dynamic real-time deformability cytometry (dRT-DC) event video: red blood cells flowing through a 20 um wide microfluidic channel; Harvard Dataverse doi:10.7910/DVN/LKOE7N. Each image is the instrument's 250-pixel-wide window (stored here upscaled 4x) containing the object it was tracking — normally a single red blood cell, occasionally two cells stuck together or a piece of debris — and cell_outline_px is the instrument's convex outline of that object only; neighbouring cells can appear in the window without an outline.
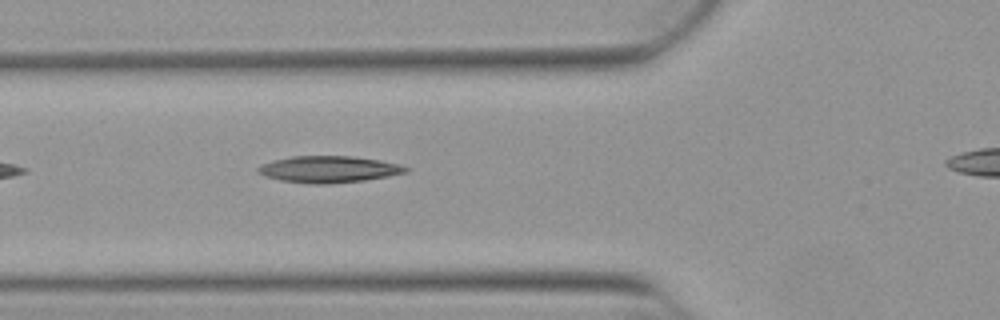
{"species": "Egyptian fruit bat (a non-hibernating species)", "species_latin": "Rousettus aegyptiacus", "temperature_condition": "warm", "stored_images_in_passage": 21, "camera_frame_rate_fps": 3000, "um_per_image_px": 0.085, "animal": {"sex": "female"}, "frame": {"image": 1, "passage_image": 5, "time_ms": 1.333, "image_size_px": [1000, 320], "cell_outline_px": [[412, 168], [408, 172], [388, 176], [364, 180], [328, 184], [308, 184], [280, 180], [264, 176], [256, 172], [256, 168], [272, 160], [292, 156], [352, 156], [380, 160], [400, 164]], "centroid_in_image_um": [27.95, 14.39], "position_along_channel_um": 97.8, "area_um2": 23.12}}
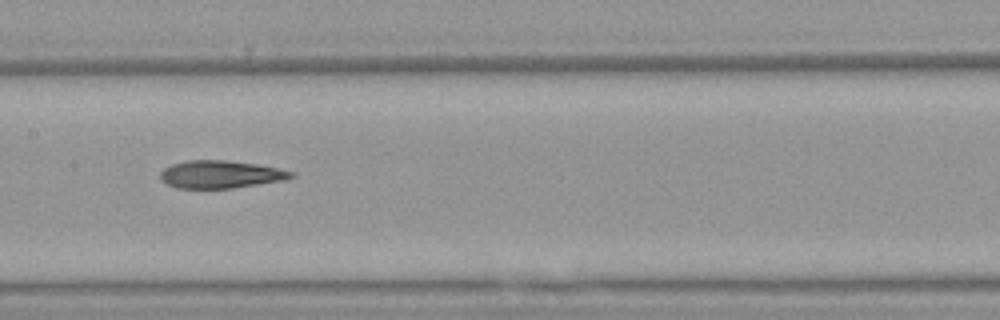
{"frame": {"image": 2, "passage_image": 12, "time_ms": 3.667, "image_size_px": [1000, 320], "cell_outline_px": [[296, 176], [280, 180], [232, 188], [176, 188], [160, 180], [160, 172], [164, 168], [172, 164], [188, 160], [224, 160], [256, 164], [276, 168], [292, 172]], "centroid_in_image_um": [18.67, 14.82], "position_along_channel_um": 188.7, "area_um2": 20.75}}
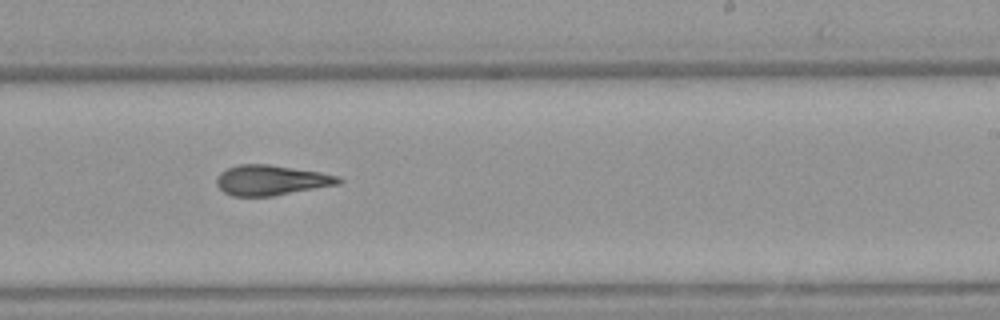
{"frame": {"image": 3, "passage_image": 18, "time_ms": 5.667, "image_size_px": [1000, 320], "cell_outline_px": [[344, 180], [340, 184], [272, 196], [232, 196], [224, 192], [216, 184], [216, 180], [220, 172], [228, 168], [240, 164], [268, 164], [320, 172], [340, 176]], "centroid_in_image_um": [23.07, 15.31], "position_along_channel_um": 265.9, "area_um2": 21.44}}